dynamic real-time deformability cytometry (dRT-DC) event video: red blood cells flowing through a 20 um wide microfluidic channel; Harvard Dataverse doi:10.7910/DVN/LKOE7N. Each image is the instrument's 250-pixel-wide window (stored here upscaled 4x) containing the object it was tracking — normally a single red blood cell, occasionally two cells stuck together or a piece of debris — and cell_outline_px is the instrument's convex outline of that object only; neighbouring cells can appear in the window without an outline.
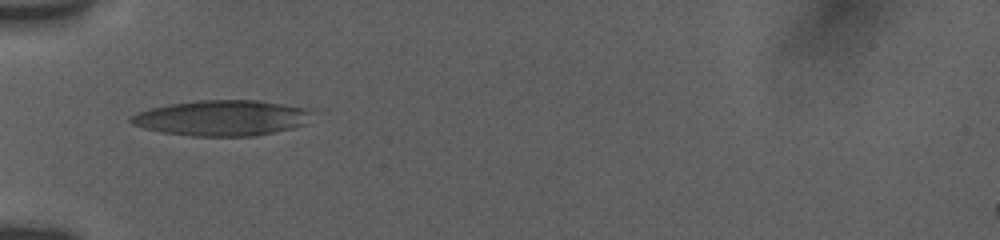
{"species": "human", "species_latin": "Homo sapiens", "temperature_condition": "room temperature", "stored_images_in_passage": 7, "camera_frame_rate_fps": 3000, "um_per_image_px": 0.085, "donor": {"sex": "female"}, "frame": {"image": 1, "passage_image": 1, "time_ms": 0.0, "image_size_px": [1000, 240], "cell_outline_px": [[312, 112], [308, 124], [292, 128], [256, 136], [192, 136], [160, 132], [144, 128], [132, 124], [128, 120], [136, 112], [152, 108], [172, 104], [200, 100], [256, 100], [304, 108]], "centroid_in_image_um": [18.85, 10.04], "position_along_channel_um": 66.1, "area_um2": 37.4}}
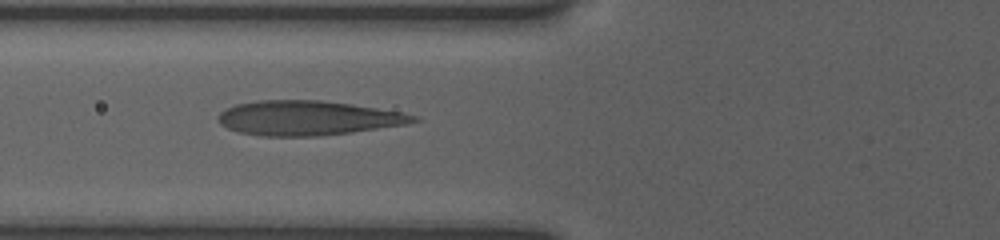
{"frame": {"image": 2, "passage_image": 6, "time_ms": 1.0, "image_size_px": [1000, 240], "cell_outline_px": [[420, 120], [404, 124], [352, 132], [320, 136], [260, 136], [240, 132], [228, 128], [220, 124], [220, 112], [236, 104], [260, 100], [320, 100], [352, 104], [400, 112], [416, 116]], "centroid_in_image_um": [26.15, 10.03], "position_along_channel_um": 99.7, "area_um2": 38.9}}